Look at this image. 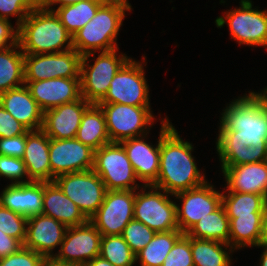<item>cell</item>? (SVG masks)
Returning <instances> with one entry per match:
<instances>
[{
  "mask_svg": "<svg viewBox=\"0 0 267 266\" xmlns=\"http://www.w3.org/2000/svg\"><path fill=\"white\" fill-rule=\"evenodd\" d=\"M135 190H107L104 201L89 219L102 236L121 235L134 219Z\"/></svg>",
  "mask_w": 267,
  "mask_h": 266,
  "instance_id": "cell-14",
  "label": "cell"
},
{
  "mask_svg": "<svg viewBox=\"0 0 267 266\" xmlns=\"http://www.w3.org/2000/svg\"><path fill=\"white\" fill-rule=\"evenodd\" d=\"M95 150L76 138H49L51 182L62 174L83 172L93 168Z\"/></svg>",
  "mask_w": 267,
  "mask_h": 266,
  "instance_id": "cell-16",
  "label": "cell"
},
{
  "mask_svg": "<svg viewBox=\"0 0 267 266\" xmlns=\"http://www.w3.org/2000/svg\"><path fill=\"white\" fill-rule=\"evenodd\" d=\"M104 2V0H88L49 10L55 12L60 22L73 36L95 16Z\"/></svg>",
  "mask_w": 267,
  "mask_h": 266,
  "instance_id": "cell-32",
  "label": "cell"
},
{
  "mask_svg": "<svg viewBox=\"0 0 267 266\" xmlns=\"http://www.w3.org/2000/svg\"><path fill=\"white\" fill-rule=\"evenodd\" d=\"M44 182L9 184L0 194V204L13 212L30 217L42 214Z\"/></svg>",
  "mask_w": 267,
  "mask_h": 266,
  "instance_id": "cell-22",
  "label": "cell"
},
{
  "mask_svg": "<svg viewBox=\"0 0 267 266\" xmlns=\"http://www.w3.org/2000/svg\"><path fill=\"white\" fill-rule=\"evenodd\" d=\"M28 217L13 212L0 204V230L22 244L26 238Z\"/></svg>",
  "mask_w": 267,
  "mask_h": 266,
  "instance_id": "cell-37",
  "label": "cell"
},
{
  "mask_svg": "<svg viewBox=\"0 0 267 266\" xmlns=\"http://www.w3.org/2000/svg\"><path fill=\"white\" fill-rule=\"evenodd\" d=\"M99 256L114 266H133L136 255L121 235L102 236Z\"/></svg>",
  "mask_w": 267,
  "mask_h": 266,
  "instance_id": "cell-35",
  "label": "cell"
},
{
  "mask_svg": "<svg viewBox=\"0 0 267 266\" xmlns=\"http://www.w3.org/2000/svg\"><path fill=\"white\" fill-rule=\"evenodd\" d=\"M221 114L219 131L267 135V87L233 100Z\"/></svg>",
  "mask_w": 267,
  "mask_h": 266,
  "instance_id": "cell-4",
  "label": "cell"
},
{
  "mask_svg": "<svg viewBox=\"0 0 267 266\" xmlns=\"http://www.w3.org/2000/svg\"><path fill=\"white\" fill-rule=\"evenodd\" d=\"M85 266H114L108 260L103 259L100 256L94 257Z\"/></svg>",
  "mask_w": 267,
  "mask_h": 266,
  "instance_id": "cell-49",
  "label": "cell"
},
{
  "mask_svg": "<svg viewBox=\"0 0 267 266\" xmlns=\"http://www.w3.org/2000/svg\"><path fill=\"white\" fill-rule=\"evenodd\" d=\"M155 234L154 230L133 219L124 228L121 236L137 255L153 239Z\"/></svg>",
  "mask_w": 267,
  "mask_h": 266,
  "instance_id": "cell-36",
  "label": "cell"
},
{
  "mask_svg": "<svg viewBox=\"0 0 267 266\" xmlns=\"http://www.w3.org/2000/svg\"><path fill=\"white\" fill-rule=\"evenodd\" d=\"M22 160L31 181L51 182L49 137L42 129L26 133V147Z\"/></svg>",
  "mask_w": 267,
  "mask_h": 266,
  "instance_id": "cell-25",
  "label": "cell"
},
{
  "mask_svg": "<svg viewBox=\"0 0 267 266\" xmlns=\"http://www.w3.org/2000/svg\"><path fill=\"white\" fill-rule=\"evenodd\" d=\"M190 244L194 266H231L229 255L234 250L229 244L193 237H190Z\"/></svg>",
  "mask_w": 267,
  "mask_h": 266,
  "instance_id": "cell-30",
  "label": "cell"
},
{
  "mask_svg": "<svg viewBox=\"0 0 267 266\" xmlns=\"http://www.w3.org/2000/svg\"><path fill=\"white\" fill-rule=\"evenodd\" d=\"M24 55L19 44L0 51V95L25 84Z\"/></svg>",
  "mask_w": 267,
  "mask_h": 266,
  "instance_id": "cell-31",
  "label": "cell"
},
{
  "mask_svg": "<svg viewBox=\"0 0 267 266\" xmlns=\"http://www.w3.org/2000/svg\"><path fill=\"white\" fill-rule=\"evenodd\" d=\"M1 176L13 181L12 184L31 182L28 178L25 163L22 158L0 155V177ZM25 176L28 180H26Z\"/></svg>",
  "mask_w": 267,
  "mask_h": 266,
  "instance_id": "cell-40",
  "label": "cell"
},
{
  "mask_svg": "<svg viewBox=\"0 0 267 266\" xmlns=\"http://www.w3.org/2000/svg\"><path fill=\"white\" fill-rule=\"evenodd\" d=\"M76 139L93 150H98L103 145L111 143L105 116L98 104H91L85 110Z\"/></svg>",
  "mask_w": 267,
  "mask_h": 266,
  "instance_id": "cell-27",
  "label": "cell"
},
{
  "mask_svg": "<svg viewBox=\"0 0 267 266\" xmlns=\"http://www.w3.org/2000/svg\"><path fill=\"white\" fill-rule=\"evenodd\" d=\"M264 210L267 211V191H266V194L264 196Z\"/></svg>",
  "mask_w": 267,
  "mask_h": 266,
  "instance_id": "cell-52",
  "label": "cell"
},
{
  "mask_svg": "<svg viewBox=\"0 0 267 266\" xmlns=\"http://www.w3.org/2000/svg\"><path fill=\"white\" fill-rule=\"evenodd\" d=\"M230 221L221 205L194 224L185 234L197 239L216 240L229 244Z\"/></svg>",
  "mask_w": 267,
  "mask_h": 266,
  "instance_id": "cell-29",
  "label": "cell"
},
{
  "mask_svg": "<svg viewBox=\"0 0 267 266\" xmlns=\"http://www.w3.org/2000/svg\"><path fill=\"white\" fill-rule=\"evenodd\" d=\"M162 266H194L189 236L183 234L175 242Z\"/></svg>",
  "mask_w": 267,
  "mask_h": 266,
  "instance_id": "cell-39",
  "label": "cell"
},
{
  "mask_svg": "<svg viewBox=\"0 0 267 266\" xmlns=\"http://www.w3.org/2000/svg\"><path fill=\"white\" fill-rule=\"evenodd\" d=\"M23 244L13 237L8 236L0 230V258L18 252Z\"/></svg>",
  "mask_w": 267,
  "mask_h": 266,
  "instance_id": "cell-45",
  "label": "cell"
},
{
  "mask_svg": "<svg viewBox=\"0 0 267 266\" xmlns=\"http://www.w3.org/2000/svg\"><path fill=\"white\" fill-rule=\"evenodd\" d=\"M81 59L73 48L61 53L25 54L24 81L80 78Z\"/></svg>",
  "mask_w": 267,
  "mask_h": 266,
  "instance_id": "cell-13",
  "label": "cell"
},
{
  "mask_svg": "<svg viewBox=\"0 0 267 266\" xmlns=\"http://www.w3.org/2000/svg\"><path fill=\"white\" fill-rule=\"evenodd\" d=\"M11 24L8 19L0 18V51L18 44V27Z\"/></svg>",
  "mask_w": 267,
  "mask_h": 266,
  "instance_id": "cell-44",
  "label": "cell"
},
{
  "mask_svg": "<svg viewBox=\"0 0 267 266\" xmlns=\"http://www.w3.org/2000/svg\"><path fill=\"white\" fill-rule=\"evenodd\" d=\"M239 8L231 9L225 17H217V27L228 22L231 37L240 45L267 47V11L253 9L252 1L241 0Z\"/></svg>",
  "mask_w": 267,
  "mask_h": 266,
  "instance_id": "cell-9",
  "label": "cell"
},
{
  "mask_svg": "<svg viewBox=\"0 0 267 266\" xmlns=\"http://www.w3.org/2000/svg\"><path fill=\"white\" fill-rule=\"evenodd\" d=\"M145 136L127 139L120 144L124 147L138 180L144 182V186H150L156 183L159 176L160 135L155 147L144 141Z\"/></svg>",
  "mask_w": 267,
  "mask_h": 266,
  "instance_id": "cell-21",
  "label": "cell"
},
{
  "mask_svg": "<svg viewBox=\"0 0 267 266\" xmlns=\"http://www.w3.org/2000/svg\"><path fill=\"white\" fill-rule=\"evenodd\" d=\"M221 168L226 180L227 191L265 196L267 191V161L221 166Z\"/></svg>",
  "mask_w": 267,
  "mask_h": 266,
  "instance_id": "cell-23",
  "label": "cell"
},
{
  "mask_svg": "<svg viewBox=\"0 0 267 266\" xmlns=\"http://www.w3.org/2000/svg\"><path fill=\"white\" fill-rule=\"evenodd\" d=\"M54 182L89 220L104 201L107 189L92 169L57 176Z\"/></svg>",
  "mask_w": 267,
  "mask_h": 266,
  "instance_id": "cell-10",
  "label": "cell"
},
{
  "mask_svg": "<svg viewBox=\"0 0 267 266\" xmlns=\"http://www.w3.org/2000/svg\"><path fill=\"white\" fill-rule=\"evenodd\" d=\"M173 196L182 201L181 206L176 205V213L177 224L183 234L222 205V193L208 182Z\"/></svg>",
  "mask_w": 267,
  "mask_h": 266,
  "instance_id": "cell-15",
  "label": "cell"
},
{
  "mask_svg": "<svg viewBox=\"0 0 267 266\" xmlns=\"http://www.w3.org/2000/svg\"><path fill=\"white\" fill-rule=\"evenodd\" d=\"M41 266H78L70 263H64L57 261L54 257L51 258H44Z\"/></svg>",
  "mask_w": 267,
  "mask_h": 266,
  "instance_id": "cell-48",
  "label": "cell"
},
{
  "mask_svg": "<svg viewBox=\"0 0 267 266\" xmlns=\"http://www.w3.org/2000/svg\"><path fill=\"white\" fill-rule=\"evenodd\" d=\"M98 105L105 116L109 139L114 143L147 135L146 132L155 121L150 106L119 103H98Z\"/></svg>",
  "mask_w": 267,
  "mask_h": 266,
  "instance_id": "cell-7",
  "label": "cell"
},
{
  "mask_svg": "<svg viewBox=\"0 0 267 266\" xmlns=\"http://www.w3.org/2000/svg\"><path fill=\"white\" fill-rule=\"evenodd\" d=\"M130 10L131 4L105 1L95 16L73 35V49L84 55L119 48L117 35L125 12Z\"/></svg>",
  "mask_w": 267,
  "mask_h": 266,
  "instance_id": "cell-3",
  "label": "cell"
},
{
  "mask_svg": "<svg viewBox=\"0 0 267 266\" xmlns=\"http://www.w3.org/2000/svg\"><path fill=\"white\" fill-rule=\"evenodd\" d=\"M101 237V233L89 220L82 225L68 227L54 258L60 262L85 266L99 256Z\"/></svg>",
  "mask_w": 267,
  "mask_h": 266,
  "instance_id": "cell-17",
  "label": "cell"
},
{
  "mask_svg": "<svg viewBox=\"0 0 267 266\" xmlns=\"http://www.w3.org/2000/svg\"><path fill=\"white\" fill-rule=\"evenodd\" d=\"M91 105L83 97L43 112L42 130L49 138H76L85 110Z\"/></svg>",
  "mask_w": 267,
  "mask_h": 266,
  "instance_id": "cell-19",
  "label": "cell"
},
{
  "mask_svg": "<svg viewBox=\"0 0 267 266\" xmlns=\"http://www.w3.org/2000/svg\"><path fill=\"white\" fill-rule=\"evenodd\" d=\"M264 213L229 218V245L236 251L245 247L260 244L261 227Z\"/></svg>",
  "mask_w": 267,
  "mask_h": 266,
  "instance_id": "cell-28",
  "label": "cell"
},
{
  "mask_svg": "<svg viewBox=\"0 0 267 266\" xmlns=\"http://www.w3.org/2000/svg\"><path fill=\"white\" fill-rule=\"evenodd\" d=\"M141 62L129 59L115 74L105 97L99 103L150 106L149 85Z\"/></svg>",
  "mask_w": 267,
  "mask_h": 266,
  "instance_id": "cell-11",
  "label": "cell"
},
{
  "mask_svg": "<svg viewBox=\"0 0 267 266\" xmlns=\"http://www.w3.org/2000/svg\"><path fill=\"white\" fill-rule=\"evenodd\" d=\"M183 235L180 230L156 232L153 239L136 255L140 266H162L175 242Z\"/></svg>",
  "mask_w": 267,
  "mask_h": 266,
  "instance_id": "cell-33",
  "label": "cell"
},
{
  "mask_svg": "<svg viewBox=\"0 0 267 266\" xmlns=\"http://www.w3.org/2000/svg\"><path fill=\"white\" fill-rule=\"evenodd\" d=\"M40 4V0H0V18L17 17L18 27L28 14Z\"/></svg>",
  "mask_w": 267,
  "mask_h": 266,
  "instance_id": "cell-38",
  "label": "cell"
},
{
  "mask_svg": "<svg viewBox=\"0 0 267 266\" xmlns=\"http://www.w3.org/2000/svg\"><path fill=\"white\" fill-rule=\"evenodd\" d=\"M216 149L221 166L267 161V135L219 131Z\"/></svg>",
  "mask_w": 267,
  "mask_h": 266,
  "instance_id": "cell-12",
  "label": "cell"
},
{
  "mask_svg": "<svg viewBox=\"0 0 267 266\" xmlns=\"http://www.w3.org/2000/svg\"><path fill=\"white\" fill-rule=\"evenodd\" d=\"M263 248L264 251L260 258V266H267V248L266 247Z\"/></svg>",
  "mask_w": 267,
  "mask_h": 266,
  "instance_id": "cell-50",
  "label": "cell"
},
{
  "mask_svg": "<svg viewBox=\"0 0 267 266\" xmlns=\"http://www.w3.org/2000/svg\"><path fill=\"white\" fill-rule=\"evenodd\" d=\"M25 147L26 133L10 138H0V155L22 158Z\"/></svg>",
  "mask_w": 267,
  "mask_h": 266,
  "instance_id": "cell-43",
  "label": "cell"
},
{
  "mask_svg": "<svg viewBox=\"0 0 267 266\" xmlns=\"http://www.w3.org/2000/svg\"><path fill=\"white\" fill-rule=\"evenodd\" d=\"M82 1H88V0H40V4L46 9H52V6L56 4L59 5L58 7H62Z\"/></svg>",
  "mask_w": 267,
  "mask_h": 266,
  "instance_id": "cell-46",
  "label": "cell"
},
{
  "mask_svg": "<svg viewBox=\"0 0 267 266\" xmlns=\"http://www.w3.org/2000/svg\"><path fill=\"white\" fill-rule=\"evenodd\" d=\"M42 214L50 216L67 228L82 225L88 219L55 182H44Z\"/></svg>",
  "mask_w": 267,
  "mask_h": 266,
  "instance_id": "cell-26",
  "label": "cell"
},
{
  "mask_svg": "<svg viewBox=\"0 0 267 266\" xmlns=\"http://www.w3.org/2000/svg\"><path fill=\"white\" fill-rule=\"evenodd\" d=\"M118 49L100 51L93 65L89 64V58L94 56L95 52L82 55L80 89L81 97L87 102L98 104L105 97L115 74L130 59L124 54L117 56Z\"/></svg>",
  "mask_w": 267,
  "mask_h": 266,
  "instance_id": "cell-5",
  "label": "cell"
},
{
  "mask_svg": "<svg viewBox=\"0 0 267 266\" xmlns=\"http://www.w3.org/2000/svg\"><path fill=\"white\" fill-rule=\"evenodd\" d=\"M160 130L159 176L153 185L171 196L205 184V175L198 170L193 145L181 139L168 118L162 121Z\"/></svg>",
  "mask_w": 267,
  "mask_h": 266,
  "instance_id": "cell-1",
  "label": "cell"
},
{
  "mask_svg": "<svg viewBox=\"0 0 267 266\" xmlns=\"http://www.w3.org/2000/svg\"><path fill=\"white\" fill-rule=\"evenodd\" d=\"M43 259L39 253L22 247L18 252L0 258V266H41Z\"/></svg>",
  "mask_w": 267,
  "mask_h": 266,
  "instance_id": "cell-41",
  "label": "cell"
},
{
  "mask_svg": "<svg viewBox=\"0 0 267 266\" xmlns=\"http://www.w3.org/2000/svg\"><path fill=\"white\" fill-rule=\"evenodd\" d=\"M141 187L144 188H141V192L136 193L135 190L134 220L142 222L155 232L179 230L177 204L170 200L169 194L153 185ZM146 188L150 191H146Z\"/></svg>",
  "mask_w": 267,
  "mask_h": 266,
  "instance_id": "cell-6",
  "label": "cell"
},
{
  "mask_svg": "<svg viewBox=\"0 0 267 266\" xmlns=\"http://www.w3.org/2000/svg\"><path fill=\"white\" fill-rule=\"evenodd\" d=\"M18 44L24 54L61 53L73 48V36L54 11L39 4L18 26Z\"/></svg>",
  "mask_w": 267,
  "mask_h": 266,
  "instance_id": "cell-2",
  "label": "cell"
},
{
  "mask_svg": "<svg viewBox=\"0 0 267 266\" xmlns=\"http://www.w3.org/2000/svg\"><path fill=\"white\" fill-rule=\"evenodd\" d=\"M222 205L228 218L265 213L264 196L255 193L222 192Z\"/></svg>",
  "mask_w": 267,
  "mask_h": 266,
  "instance_id": "cell-34",
  "label": "cell"
},
{
  "mask_svg": "<svg viewBox=\"0 0 267 266\" xmlns=\"http://www.w3.org/2000/svg\"><path fill=\"white\" fill-rule=\"evenodd\" d=\"M259 247L267 248V211H265L263 216Z\"/></svg>",
  "mask_w": 267,
  "mask_h": 266,
  "instance_id": "cell-47",
  "label": "cell"
},
{
  "mask_svg": "<svg viewBox=\"0 0 267 266\" xmlns=\"http://www.w3.org/2000/svg\"><path fill=\"white\" fill-rule=\"evenodd\" d=\"M67 227L45 214L28 217L23 247L31 249L44 258L54 257L52 251L63 242Z\"/></svg>",
  "mask_w": 267,
  "mask_h": 266,
  "instance_id": "cell-18",
  "label": "cell"
},
{
  "mask_svg": "<svg viewBox=\"0 0 267 266\" xmlns=\"http://www.w3.org/2000/svg\"><path fill=\"white\" fill-rule=\"evenodd\" d=\"M0 104L29 131L40 130L42 128L43 111L31 96L25 84L1 94Z\"/></svg>",
  "mask_w": 267,
  "mask_h": 266,
  "instance_id": "cell-24",
  "label": "cell"
},
{
  "mask_svg": "<svg viewBox=\"0 0 267 266\" xmlns=\"http://www.w3.org/2000/svg\"><path fill=\"white\" fill-rule=\"evenodd\" d=\"M92 170L98 174L107 190H137L138 178L124 147L111 142L95 150ZM136 183V184H135Z\"/></svg>",
  "mask_w": 267,
  "mask_h": 266,
  "instance_id": "cell-8",
  "label": "cell"
},
{
  "mask_svg": "<svg viewBox=\"0 0 267 266\" xmlns=\"http://www.w3.org/2000/svg\"><path fill=\"white\" fill-rule=\"evenodd\" d=\"M104 1H106V2H120V3H127V4H129L128 2V0H104Z\"/></svg>",
  "mask_w": 267,
  "mask_h": 266,
  "instance_id": "cell-51",
  "label": "cell"
},
{
  "mask_svg": "<svg viewBox=\"0 0 267 266\" xmlns=\"http://www.w3.org/2000/svg\"><path fill=\"white\" fill-rule=\"evenodd\" d=\"M24 82L43 112L81 97L80 78H53Z\"/></svg>",
  "mask_w": 267,
  "mask_h": 266,
  "instance_id": "cell-20",
  "label": "cell"
},
{
  "mask_svg": "<svg viewBox=\"0 0 267 266\" xmlns=\"http://www.w3.org/2000/svg\"><path fill=\"white\" fill-rule=\"evenodd\" d=\"M29 130L17 121L0 104V138H10L27 133Z\"/></svg>",
  "mask_w": 267,
  "mask_h": 266,
  "instance_id": "cell-42",
  "label": "cell"
}]
</instances>
